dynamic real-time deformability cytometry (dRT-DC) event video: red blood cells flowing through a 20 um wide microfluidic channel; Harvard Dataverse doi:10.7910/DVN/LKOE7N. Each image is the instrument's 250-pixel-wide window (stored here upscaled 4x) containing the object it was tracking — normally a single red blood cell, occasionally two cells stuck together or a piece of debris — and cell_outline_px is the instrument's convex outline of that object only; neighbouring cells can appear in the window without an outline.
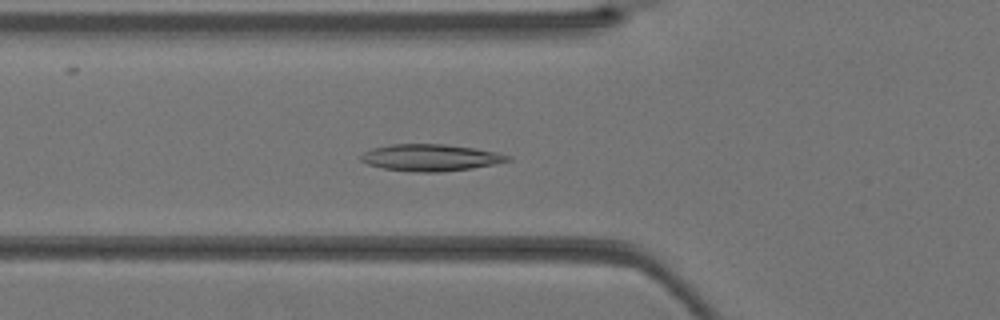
{"species": "Egyptian fruit bat (a non-hibernating species)", "species_latin": "Rousettus aegyptiacus", "temperature_condition": "warm", "stored_images_in_passage": 22, "camera_frame_rate_fps": 3000, "um_per_image_px": 0.085, "animal": {"sex": "female"}, "frame": {"image": 1, "passage_image": 2, "time_ms": 0.333, "image_size_px": [1000, 320], "cell_outline_px": [[512, 160], [472, 168], [440, 172], [412, 172], [384, 168], [368, 164], [360, 160], [360, 156], [364, 152], [372, 148], [392, 144], [444, 144], [472, 148], [496, 152], [512, 156]], "centroid_in_image_um": [36.59, 13.4], "position_along_channel_um": 89.2, "area_um2": 22.77}}
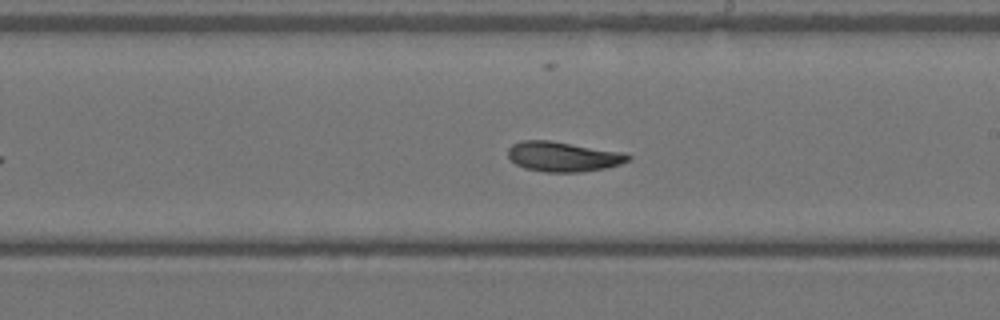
{"frame": {"image": 2, "passage_image": 11, "time_ms": 3.333, "image_size_px": [1000, 320], "cell_outline_px": [[632, 160], [620, 164], [604, 168], [580, 172], [544, 172], [524, 168], [516, 164], [508, 156], [508, 148], [512, 144], [524, 140], [548, 140], [628, 152], [632, 156]], "centroid_in_image_um": [47.92, 13.3], "position_along_channel_um": 241.1, "area_um2": 21.21}}
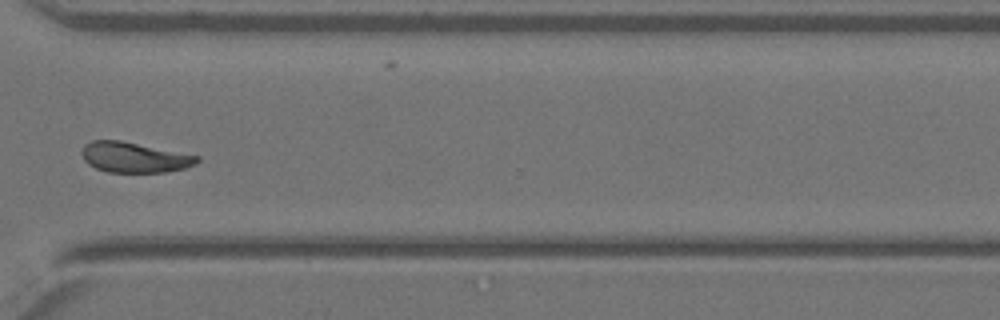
{"frame": {"image": 3, "passage_image": 18, "time_ms": 5.667, "image_size_px": [1000, 320], "cell_outline_px": [[200, 160], [196, 164], [184, 168], [164, 172], [108, 172], [96, 168], [88, 164], [84, 160], [80, 152], [84, 144], [92, 140], [120, 140], [200, 156]], "centroid_in_image_um": [11.39, 13.37], "position_along_channel_um": 359.2, "area_um2": 20.4}}